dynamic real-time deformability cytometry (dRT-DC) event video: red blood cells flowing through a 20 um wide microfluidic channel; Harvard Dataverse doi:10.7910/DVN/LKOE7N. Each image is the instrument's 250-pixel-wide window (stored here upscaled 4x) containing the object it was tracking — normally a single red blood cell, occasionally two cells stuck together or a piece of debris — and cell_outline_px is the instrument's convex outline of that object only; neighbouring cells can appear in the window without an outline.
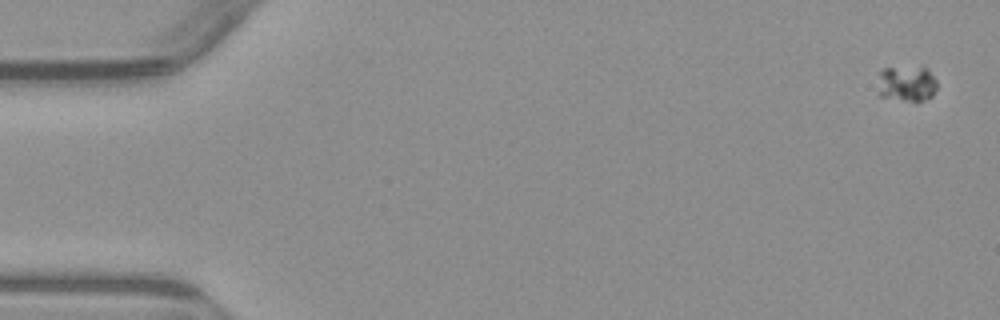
{"species": "common noctule bat (a hibernating species)", "species_latin": "Nyctalus noctula", "temperature_condition": "warm", "stored_images_in_passage": 10, "camera_frame_rate_fps": 3000, "um_per_image_px": 0.085, "animal": {"sex": "male", "body_mass_g": 23.1, "forearm_length_mm": 52.7}, "frame": {"image": 1, "passage_image": 1, "time_ms": 0.0, "image_size_px": [1000, 320], "cell_outline_px": [[936, 88], [932, 96], [924, 100], [904, 100], [880, 96], [880, 72], [884, 68], [928, 68], [936, 80]], "centroid_in_image_um": [77.12, 7.11], "position_along_channel_um": 7.9, "area_um2": 11.85}}